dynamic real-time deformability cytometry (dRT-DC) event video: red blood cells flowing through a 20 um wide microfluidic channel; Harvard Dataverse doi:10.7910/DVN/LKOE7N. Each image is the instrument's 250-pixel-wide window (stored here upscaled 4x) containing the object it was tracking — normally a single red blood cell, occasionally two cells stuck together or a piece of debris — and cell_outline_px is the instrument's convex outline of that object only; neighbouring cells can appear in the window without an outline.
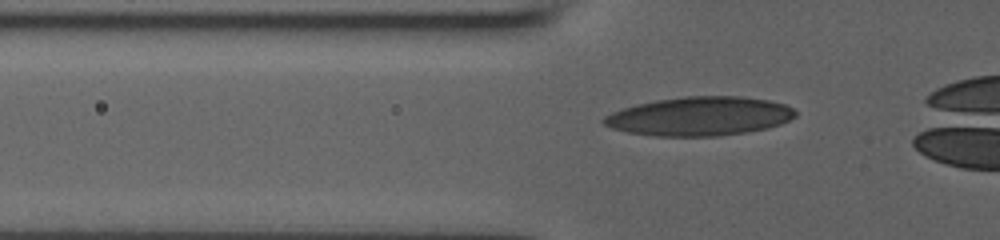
{"species": "human", "species_latin": "Homo sapiens", "temperature_condition": "room temperature", "stored_images_in_passage": 41, "camera_frame_rate_fps": 3000, "um_per_image_px": 0.085, "donor": {"sex": "male"}, "frame": {"image": 1, "passage_image": 13, "time_ms": 4.0, "image_size_px": [1000, 240], "cell_outline_px": [[796, 116], [780, 124], [768, 128], [748, 132], [716, 136], [652, 136], [628, 132], [612, 128], [604, 124], [600, 120], [604, 116], [612, 112], [636, 104], [656, 100], [688, 96], [740, 96], [768, 100], [784, 104], [792, 108], [796, 112]], "centroid_in_image_um": [59.46, 9.88], "position_along_channel_um": 66.3, "area_um2": 43.41}}
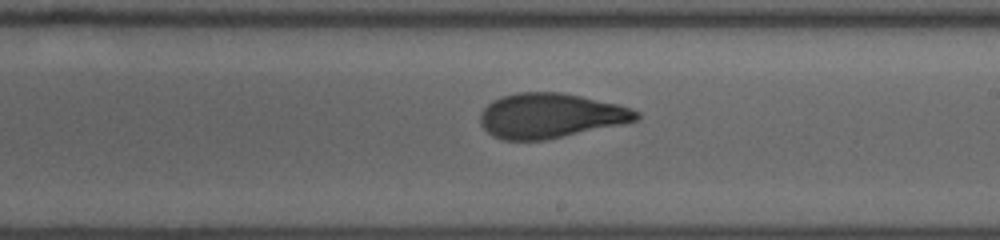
{"frame": {"image": 2, "passage_image": 26, "time_ms": 8.333, "image_size_px": [1000, 240], "cell_outline_px": [[640, 116], [636, 120], [624, 124], [544, 140], [504, 140], [492, 136], [480, 124], [480, 112], [492, 100], [500, 96], [516, 92], [560, 92], [580, 96], [616, 104], [632, 108], [640, 112]], "centroid_in_image_um": [46.76, 9.83], "position_along_channel_um": 242.2, "area_um2": 40.81}}
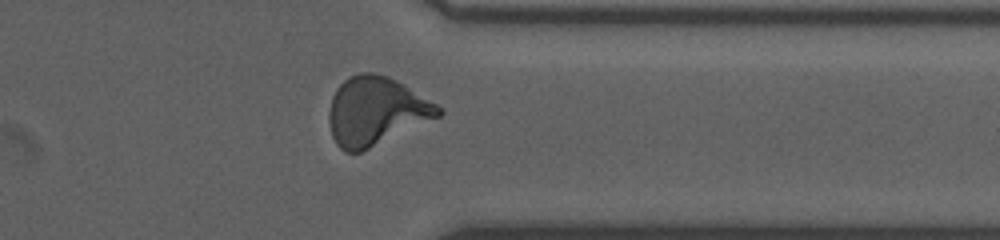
{"frame": {"image": 3, "passage_image": 36, "time_ms": 11.667, "image_size_px": [1000, 240], "cell_outline_px": [[444, 112], [440, 116], [360, 152], [344, 152], [336, 144], [332, 136], [328, 120], [328, 112], [332, 96], [336, 88], [348, 76], [360, 72], [372, 72], [388, 76], [396, 80], [436, 104]], "centroid_in_image_um": [31.9, 9.43], "position_along_channel_um": 379.5, "area_um2": 43.29}}